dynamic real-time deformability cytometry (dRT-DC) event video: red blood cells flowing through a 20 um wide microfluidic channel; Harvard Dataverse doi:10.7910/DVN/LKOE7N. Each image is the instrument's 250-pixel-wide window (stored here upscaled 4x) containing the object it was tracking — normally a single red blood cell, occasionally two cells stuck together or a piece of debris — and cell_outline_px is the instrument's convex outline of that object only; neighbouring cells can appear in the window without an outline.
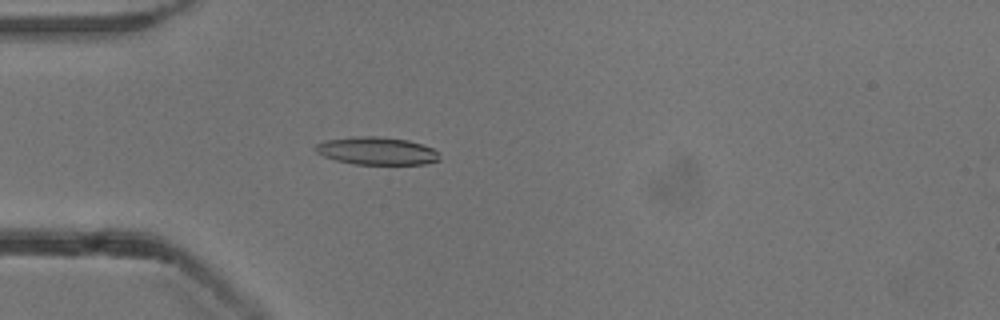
{"species": "common noctule bat (a hibernating species)", "species_latin": "Nyctalus noctula", "temperature_condition": "cold", "stored_images_in_passage": 54, "camera_frame_rate_fps": 3000, "um_per_image_px": 0.085, "animal": {"sex": "male", "body_mass_g": 13.3}, "frame": {"image": 1, "passage_image": 16, "time_ms": 5.0, "image_size_px": [1000, 320], "cell_outline_px": [[440, 160], [424, 164], [352, 164], [336, 160], [324, 156], [316, 152], [312, 148], [316, 144], [324, 140], [356, 136], [376, 136], [408, 140], [432, 148], [440, 152]], "centroid_in_image_um": [32.0, 12.82], "position_along_channel_um": 53.0, "area_um2": 20.17}}
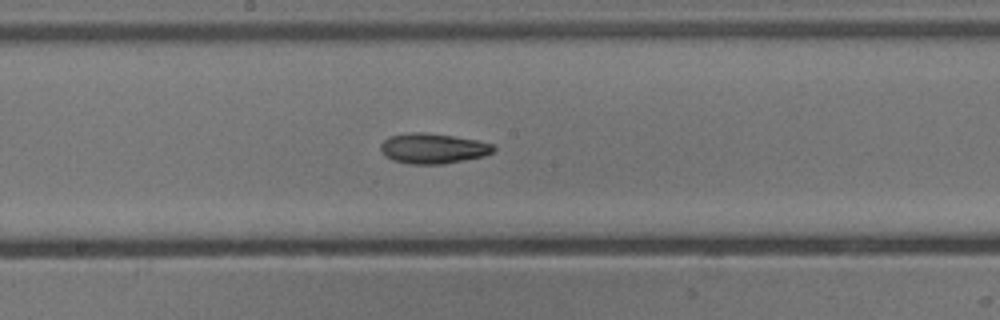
{"frame": {"image": 2, "passage_image": 29, "time_ms": 9.333, "image_size_px": [1000, 320], "cell_outline_px": [[496, 148], [492, 152], [484, 156], [444, 164], [412, 164], [392, 160], [384, 156], [380, 152], [380, 144], [388, 136], [412, 132], [424, 132], [452, 136], [476, 140], [492, 144]], "centroid_in_image_um": [36.76, 12.62], "position_along_channel_um": 211.4, "area_um2": 19.94}}
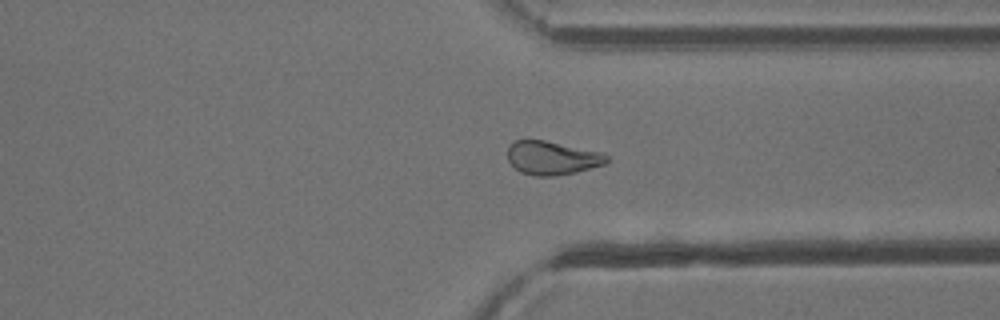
{"frame": {"image": 3, "passage_image": 41, "time_ms": 13.333, "image_size_px": [1000, 320], "cell_outline_px": [[608, 160], [604, 164], [576, 172], [552, 176], [536, 176], [520, 172], [508, 160], [508, 148], [516, 140], [544, 140], [604, 152], [608, 156]], "centroid_in_image_um": [46.95, 13.42], "position_along_channel_um": 364.4, "area_um2": 19.31}, "authors_computed_cell_mechanics": {"area_um2": 19.6231, "velocity_mm_per_s": 3.8361, "shape_relaxation_time_tau1_ms": 5.1997, "shape_relaxation_time_tau2_ms": 5.13, "deformation_change_tau1": 0.1558, "deformation_change_tau2": 0.1268}}